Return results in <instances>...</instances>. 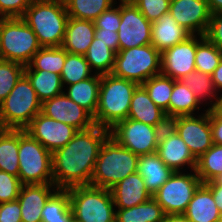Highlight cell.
Returning a JSON list of instances; mask_svg holds the SVG:
<instances>
[{
    "label": "cell",
    "instance_id": "7bdbcfd3",
    "mask_svg": "<svg viewBox=\"0 0 222 222\" xmlns=\"http://www.w3.org/2000/svg\"><path fill=\"white\" fill-rule=\"evenodd\" d=\"M118 5L119 6L117 7L113 5L93 21L96 29L113 30L118 32L121 23L120 4Z\"/></svg>",
    "mask_w": 222,
    "mask_h": 222
},
{
    "label": "cell",
    "instance_id": "d6a6232c",
    "mask_svg": "<svg viewBox=\"0 0 222 222\" xmlns=\"http://www.w3.org/2000/svg\"><path fill=\"white\" fill-rule=\"evenodd\" d=\"M67 51L61 47H41L24 70H46L61 75Z\"/></svg>",
    "mask_w": 222,
    "mask_h": 222
},
{
    "label": "cell",
    "instance_id": "8fae6325",
    "mask_svg": "<svg viewBox=\"0 0 222 222\" xmlns=\"http://www.w3.org/2000/svg\"><path fill=\"white\" fill-rule=\"evenodd\" d=\"M162 129L127 118L109 129V136L140 156L156 153Z\"/></svg>",
    "mask_w": 222,
    "mask_h": 222
},
{
    "label": "cell",
    "instance_id": "7c38bea8",
    "mask_svg": "<svg viewBox=\"0 0 222 222\" xmlns=\"http://www.w3.org/2000/svg\"><path fill=\"white\" fill-rule=\"evenodd\" d=\"M204 111L198 116H179L169 122L196 159L213 146L210 109Z\"/></svg>",
    "mask_w": 222,
    "mask_h": 222
},
{
    "label": "cell",
    "instance_id": "cb8c5ba5",
    "mask_svg": "<svg viewBox=\"0 0 222 222\" xmlns=\"http://www.w3.org/2000/svg\"><path fill=\"white\" fill-rule=\"evenodd\" d=\"M137 172L142 176L148 192L153 196L174 173L157 153L140 155Z\"/></svg>",
    "mask_w": 222,
    "mask_h": 222
},
{
    "label": "cell",
    "instance_id": "ffe728a7",
    "mask_svg": "<svg viewBox=\"0 0 222 222\" xmlns=\"http://www.w3.org/2000/svg\"><path fill=\"white\" fill-rule=\"evenodd\" d=\"M110 192L116 209L131 208L153 197L138 172L130 174L118 182L110 189Z\"/></svg>",
    "mask_w": 222,
    "mask_h": 222
},
{
    "label": "cell",
    "instance_id": "52a82bcc",
    "mask_svg": "<svg viewBox=\"0 0 222 222\" xmlns=\"http://www.w3.org/2000/svg\"><path fill=\"white\" fill-rule=\"evenodd\" d=\"M36 34L21 17L0 18V59L28 66L41 48Z\"/></svg>",
    "mask_w": 222,
    "mask_h": 222
},
{
    "label": "cell",
    "instance_id": "f907efd6",
    "mask_svg": "<svg viewBox=\"0 0 222 222\" xmlns=\"http://www.w3.org/2000/svg\"><path fill=\"white\" fill-rule=\"evenodd\" d=\"M211 77L217 92H222V59L217 68L213 71Z\"/></svg>",
    "mask_w": 222,
    "mask_h": 222
},
{
    "label": "cell",
    "instance_id": "5b68a950",
    "mask_svg": "<svg viewBox=\"0 0 222 222\" xmlns=\"http://www.w3.org/2000/svg\"><path fill=\"white\" fill-rule=\"evenodd\" d=\"M66 190L75 221L115 222L116 209L110 189L83 185Z\"/></svg>",
    "mask_w": 222,
    "mask_h": 222
},
{
    "label": "cell",
    "instance_id": "4316f807",
    "mask_svg": "<svg viewBox=\"0 0 222 222\" xmlns=\"http://www.w3.org/2000/svg\"><path fill=\"white\" fill-rule=\"evenodd\" d=\"M41 102L63 94L61 75L46 70H24Z\"/></svg>",
    "mask_w": 222,
    "mask_h": 222
},
{
    "label": "cell",
    "instance_id": "30bf717a",
    "mask_svg": "<svg viewBox=\"0 0 222 222\" xmlns=\"http://www.w3.org/2000/svg\"><path fill=\"white\" fill-rule=\"evenodd\" d=\"M201 184L195 170L187 174L177 171L159 188L153 198L161 205L166 215L183 214Z\"/></svg>",
    "mask_w": 222,
    "mask_h": 222
},
{
    "label": "cell",
    "instance_id": "44dd1931",
    "mask_svg": "<svg viewBox=\"0 0 222 222\" xmlns=\"http://www.w3.org/2000/svg\"><path fill=\"white\" fill-rule=\"evenodd\" d=\"M127 118L158 128H165L170 122L166 112L150 99L142 85H139L133 93Z\"/></svg>",
    "mask_w": 222,
    "mask_h": 222
},
{
    "label": "cell",
    "instance_id": "d4e9b609",
    "mask_svg": "<svg viewBox=\"0 0 222 222\" xmlns=\"http://www.w3.org/2000/svg\"><path fill=\"white\" fill-rule=\"evenodd\" d=\"M220 214L211 191L204 184L195 191L183 213L190 222H218Z\"/></svg>",
    "mask_w": 222,
    "mask_h": 222
},
{
    "label": "cell",
    "instance_id": "8992f818",
    "mask_svg": "<svg viewBox=\"0 0 222 222\" xmlns=\"http://www.w3.org/2000/svg\"><path fill=\"white\" fill-rule=\"evenodd\" d=\"M42 102L25 74L0 103V122L4 129H25L41 112Z\"/></svg>",
    "mask_w": 222,
    "mask_h": 222
},
{
    "label": "cell",
    "instance_id": "d590c367",
    "mask_svg": "<svg viewBox=\"0 0 222 222\" xmlns=\"http://www.w3.org/2000/svg\"><path fill=\"white\" fill-rule=\"evenodd\" d=\"M202 184L222 175V145L213 146L197 158L195 169Z\"/></svg>",
    "mask_w": 222,
    "mask_h": 222
},
{
    "label": "cell",
    "instance_id": "2e32d148",
    "mask_svg": "<svg viewBox=\"0 0 222 222\" xmlns=\"http://www.w3.org/2000/svg\"><path fill=\"white\" fill-rule=\"evenodd\" d=\"M41 113L71 125L78 131L87 130L95 125L93 116L72 101L65 93L42 102Z\"/></svg>",
    "mask_w": 222,
    "mask_h": 222
},
{
    "label": "cell",
    "instance_id": "4dcf8cb0",
    "mask_svg": "<svg viewBox=\"0 0 222 222\" xmlns=\"http://www.w3.org/2000/svg\"><path fill=\"white\" fill-rule=\"evenodd\" d=\"M182 81L194 93L195 97L201 102V104L204 101L209 100L211 103L208 102L210 104L208 109H215L217 107L219 95L217 94V90L215 89L210 74L195 70L188 73Z\"/></svg>",
    "mask_w": 222,
    "mask_h": 222
},
{
    "label": "cell",
    "instance_id": "7402d4cb",
    "mask_svg": "<svg viewBox=\"0 0 222 222\" xmlns=\"http://www.w3.org/2000/svg\"><path fill=\"white\" fill-rule=\"evenodd\" d=\"M192 34L166 13L152 22L151 45L162 52L167 48L185 41Z\"/></svg>",
    "mask_w": 222,
    "mask_h": 222
},
{
    "label": "cell",
    "instance_id": "60d3db41",
    "mask_svg": "<svg viewBox=\"0 0 222 222\" xmlns=\"http://www.w3.org/2000/svg\"><path fill=\"white\" fill-rule=\"evenodd\" d=\"M150 22L169 12L171 0H131Z\"/></svg>",
    "mask_w": 222,
    "mask_h": 222
},
{
    "label": "cell",
    "instance_id": "d6986e66",
    "mask_svg": "<svg viewBox=\"0 0 222 222\" xmlns=\"http://www.w3.org/2000/svg\"><path fill=\"white\" fill-rule=\"evenodd\" d=\"M58 190L54 184H24L17 200L22 222H42V210L47 200Z\"/></svg>",
    "mask_w": 222,
    "mask_h": 222
},
{
    "label": "cell",
    "instance_id": "bcb514c9",
    "mask_svg": "<svg viewBox=\"0 0 222 222\" xmlns=\"http://www.w3.org/2000/svg\"><path fill=\"white\" fill-rule=\"evenodd\" d=\"M0 222H22L18 200L0 203Z\"/></svg>",
    "mask_w": 222,
    "mask_h": 222
},
{
    "label": "cell",
    "instance_id": "277c9868",
    "mask_svg": "<svg viewBox=\"0 0 222 222\" xmlns=\"http://www.w3.org/2000/svg\"><path fill=\"white\" fill-rule=\"evenodd\" d=\"M139 156L108 136L95 163L91 186L111 189L128 175L137 172Z\"/></svg>",
    "mask_w": 222,
    "mask_h": 222
},
{
    "label": "cell",
    "instance_id": "6da1fadb",
    "mask_svg": "<svg viewBox=\"0 0 222 222\" xmlns=\"http://www.w3.org/2000/svg\"><path fill=\"white\" fill-rule=\"evenodd\" d=\"M109 136V129L94 125L78 131L62 148L52 153L54 185L66 190L90 185L99 150Z\"/></svg>",
    "mask_w": 222,
    "mask_h": 222
},
{
    "label": "cell",
    "instance_id": "74e56055",
    "mask_svg": "<svg viewBox=\"0 0 222 222\" xmlns=\"http://www.w3.org/2000/svg\"><path fill=\"white\" fill-rule=\"evenodd\" d=\"M84 55L68 53L61 71V81L64 85H72L93 75Z\"/></svg>",
    "mask_w": 222,
    "mask_h": 222
},
{
    "label": "cell",
    "instance_id": "f546056e",
    "mask_svg": "<svg viewBox=\"0 0 222 222\" xmlns=\"http://www.w3.org/2000/svg\"><path fill=\"white\" fill-rule=\"evenodd\" d=\"M19 129H3L0 133V170L19 175Z\"/></svg>",
    "mask_w": 222,
    "mask_h": 222
},
{
    "label": "cell",
    "instance_id": "11a10c76",
    "mask_svg": "<svg viewBox=\"0 0 222 222\" xmlns=\"http://www.w3.org/2000/svg\"><path fill=\"white\" fill-rule=\"evenodd\" d=\"M216 181H217L219 184L222 185V175L219 176V177L216 179Z\"/></svg>",
    "mask_w": 222,
    "mask_h": 222
},
{
    "label": "cell",
    "instance_id": "db71d44e",
    "mask_svg": "<svg viewBox=\"0 0 222 222\" xmlns=\"http://www.w3.org/2000/svg\"><path fill=\"white\" fill-rule=\"evenodd\" d=\"M216 109L222 112V94L219 96L218 105Z\"/></svg>",
    "mask_w": 222,
    "mask_h": 222
},
{
    "label": "cell",
    "instance_id": "9f6ffc18",
    "mask_svg": "<svg viewBox=\"0 0 222 222\" xmlns=\"http://www.w3.org/2000/svg\"><path fill=\"white\" fill-rule=\"evenodd\" d=\"M218 222H222V213L220 214V217L218 219Z\"/></svg>",
    "mask_w": 222,
    "mask_h": 222
},
{
    "label": "cell",
    "instance_id": "7dc6e473",
    "mask_svg": "<svg viewBox=\"0 0 222 222\" xmlns=\"http://www.w3.org/2000/svg\"><path fill=\"white\" fill-rule=\"evenodd\" d=\"M210 124L212 128L213 144L222 145V112L210 109Z\"/></svg>",
    "mask_w": 222,
    "mask_h": 222
},
{
    "label": "cell",
    "instance_id": "603a6c76",
    "mask_svg": "<svg viewBox=\"0 0 222 222\" xmlns=\"http://www.w3.org/2000/svg\"><path fill=\"white\" fill-rule=\"evenodd\" d=\"M93 21L69 17L62 47L72 54L84 55L95 36Z\"/></svg>",
    "mask_w": 222,
    "mask_h": 222
},
{
    "label": "cell",
    "instance_id": "816d5d0a",
    "mask_svg": "<svg viewBox=\"0 0 222 222\" xmlns=\"http://www.w3.org/2000/svg\"><path fill=\"white\" fill-rule=\"evenodd\" d=\"M211 14L222 13V0H207Z\"/></svg>",
    "mask_w": 222,
    "mask_h": 222
},
{
    "label": "cell",
    "instance_id": "1f68e13d",
    "mask_svg": "<svg viewBox=\"0 0 222 222\" xmlns=\"http://www.w3.org/2000/svg\"><path fill=\"white\" fill-rule=\"evenodd\" d=\"M91 71L98 75L112 73L116 53L99 39H93L87 52L84 54Z\"/></svg>",
    "mask_w": 222,
    "mask_h": 222
},
{
    "label": "cell",
    "instance_id": "484cf974",
    "mask_svg": "<svg viewBox=\"0 0 222 222\" xmlns=\"http://www.w3.org/2000/svg\"><path fill=\"white\" fill-rule=\"evenodd\" d=\"M100 82L101 75L94 74L85 80L67 86V93H64L94 117L98 106Z\"/></svg>",
    "mask_w": 222,
    "mask_h": 222
},
{
    "label": "cell",
    "instance_id": "836d02e7",
    "mask_svg": "<svg viewBox=\"0 0 222 222\" xmlns=\"http://www.w3.org/2000/svg\"><path fill=\"white\" fill-rule=\"evenodd\" d=\"M118 3L116 0H64L69 17L94 21L100 14Z\"/></svg>",
    "mask_w": 222,
    "mask_h": 222
},
{
    "label": "cell",
    "instance_id": "f6af8a7d",
    "mask_svg": "<svg viewBox=\"0 0 222 222\" xmlns=\"http://www.w3.org/2000/svg\"><path fill=\"white\" fill-rule=\"evenodd\" d=\"M204 36L222 51V13L211 14Z\"/></svg>",
    "mask_w": 222,
    "mask_h": 222
},
{
    "label": "cell",
    "instance_id": "ba28073f",
    "mask_svg": "<svg viewBox=\"0 0 222 222\" xmlns=\"http://www.w3.org/2000/svg\"><path fill=\"white\" fill-rule=\"evenodd\" d=\"M19 180L24 184H54L52 153L25 129H19Z\"/></svg>",
    "mask_w": 222,
    "mask_h": 222
},
{
    "label": "cell",
    "instance_id": "9c48e42d",
    "mask_svg": "<svg viewBox=\"0 0 222 222\" xmlns=\"http://www.w3.org/2000/svg\"><path fill=\"white\" fill-rule=\"evenodd\" d=\"M112 74L142 85L151 77L161 74V52L151 44L119 50Z\"/></svg>",
    "mask_w": 222,
    "mask_h": 222
},
{
    "label": "cell",
    "instance_id": "7a4b0ae2",
    "mask_svg": "<svg viewBox=\"0 0 222 222\" xmlns=\"http://www.w3.org/2000/svg\"><path fill=\"white\" fill-rule=\"evenodd\" d=\"M42 47H61L69 19L61 0H33L21 17Z\"/></svg>",
    "mask_w": 222,
    "mask_h": 222
},
{
    "label": "cell",
    "instance_id": "e0dca14e",
    "mask_svg": "<svg viewBox=\"0 0 222 222\" xmlns=\"http://www.w3.org/2000/svg\"><path fill=\"white\" fill-rule=\"evenodd\" d=\"M156 153L164 164L174 172L182 171L186 165L190 170L196 169L197 159L170 124L160 133Z\"/></svg>",
    "mask_w": 222,
    "mask_h": 222
},
{
    "label": "cell",
    "instance_id": "6f0895ef",
    "mask_svg": "<svg viewBox=\"0 0 222 222\" xmlns=\"http://www.w3.org/2000/svg\"><path fill=\"white\" fill-rule=\"evenodd\" d=\"M3 127H2V125H1V122H0V133L3 131Z\"/></svg>",
    "mask_w": 222,
    "mask_h": 222
},
{
    "label": "cell",
    "instance_id": "3957f363",
    "mask_svg": "<svg viewBox=\"0 0 222 222\" xmlns=\"http://www.w3.org/2000/svg\"><path fill=\"white\" fill-rule=\"evenodd\" d=\"M136 82L116 77L112 73L101 75L98 106L93 117L95 125L111 129L129 114L130 102Z\"/></svg>",
    "mask_w": 222,
    "mask_h": 222
},
{
    "label": "cell",
    "instance_id": "4fadbf2b",
    "mask_svg": "<svg viewBox=\"0 0 222 222\" xmlns=\"http://www.w3.org/2000/svg\"><path fill=\"white\" fill-rule=\"evenodd\" d=\"M121 23L118 29L119 50L151 44L152 22L132 1H120Z\"/></svg>",
    "mask_w": 222,
    "mask_h": 222
},
{
    "label": "cell",
    "instance_id": "8d00e7d4",
    "mask_svg": "<svg viewBox=\"0 0 222 222\" xmlns=\"http://www.w3.org/2000/svg\"><path fill=\"white\" fill-rule=\"evenodd\" d=\"M175 80L171 77L159 74L146 80L142 86L148 92L150 99L163 111L169 118V102L174 87Z\"/></svg>",
    "mask_w": 222,
    "mask_h": 222
},
{
    "label": "cell",
    "instance_id": "83f0119b",
    "mask_svg": "<svg viewBox=\"0 0 222 222\" xmlns=\"http://www.w3.org/2000/svg\"><path fill=\"white\" fill-rule=\"evenodd\" d=\"M201 102L182 80H175L169 102V120L179 116L195 115ZM194 112V113H193Z\"/></svg>",
    "mask_w": 222,
    "mask_h": 222
},
{
    "label": "cell",
    "instance_id": "9a60e30c",
    "mask_svg": "<svg viewBox=\"0 0 222 222\" xmlns=\"http://www.w3.org/2000/svg\"><path fill=\"white\" fill-rule=\"evenodd\" d=\"M25 131L51 153L64 147L78 132L71 125L49 118L41 112L32 119Z\"/></svg>",
    "mask_w": 222,
    "mask_h": 222
},
{
    "label": "cell",
    "instance_id": "f5cc1de1",
    "mask_svg": "<svg viewBox=\"0 0 222 222\" xmlns=\"http://www.w3.org/2000/svg\"><path fill=\"white\" fill-rule=\"evenodd\" d=\"M163 222H190L183 214L165 215Z\"/></svg>",
    "mask_w": 222,
    "mask_h": 222
},
{
    "label": "cell",
    "instance_id": "ee69618b",
    "mask_svg": "<svg viewBox=\"0 0 222 222\" xmlns=\"http://www.w3.org/2000/svg\"><path fill=\"white\" fill-rule=\"evenodd\" d=\"M33 0H0V18L22 17Z\"/></svg>",
    "mask_w": 222,
    "mask_h": 222
},
{
    "label": "cell",
    "instance_id": "ac0fdd59",
    "mask_svg": "<svg viewBox=\"0 0 222 222\" xmlns=\"http://www.w3.org/2000/svg\"><path fill=\"white\" fill-rule=\"evenodd\" d=\"M169 13L192 35H205L211 19L207 0H171Z\"/></svg>",
    "mask_w": 222,
    "mask_h": 222
},
{
    "label": "cell",
    "instance_id": "f1b7e54d",
    "mask_svg": "<svg viewBox=\"0 0 222 222\" xmlns=\"http://www.w3.org/2000/svg\"><path fill=\"white\" fill-rule=\"evenodd\" d=\"M165 212L151 197L148 201L126 209H116L115 222H163Z\"/></svg>",
    "mask_w": 222,
    "mask_h": 222
},
{
    "label": "cell",
    "instance_id": "681fc988",
    "mask_svg": "<svg viewBox=\"0 0 222 222\" xmlns=\"http://www.w3.org/2000/svg\"><path fill=\"white\" fill-rule=\"evenodd\" d=\"M212 193L219 212L222 213V185L216 180L209 181L204 184Z\"/></svg>",
    "mask_w": 222,
    "mask_h": 222
},
{
    "label": "cell",
    "instance_id": "b9f144b4",
    "mask_svg": "<svg viewBox=\"0 0 222 222\" xmlns=\"http://www.w3.org/2000/svg\"><path fill=\"white\" fill-rule=\"evenodd\" d=\"M22 185L19 177L0 170V203L17 200Z\"/></svg>",
    "mask_w": 222,
    "mask_h": 222
},
{
    "label": "cell",
    "instance_id": "c3c4849f",
    "mask_svg": "<svg viewBox=\"0 0 222 222\" xmlns=\"http://www.w3.org/2000/svg\"><path fill=\"white\" fill-rule=\"evenodd\" d=\"M94 37L106 44L115 53L119 51L118 32L113 30L96 29Z\"/></svg>",
    "mask_w": 222,
    "mask_h": 222
},
{
    "label": "cell",
    "instance_id": "5bb4252c",
    "mask_svg": "<svg viewBox=\"0 0 222 222\" xmlns=\"http://www.w3.org/2000/svg\"><path fill=\"white\" fill-rule=\"evenodd\" d=\"M204 37V35H191L185 41L162 51L161 74L174 80H182L188 73L195 71L197 44Z\"/></svg>",
    "mask_w": 222,
    "mask_h": 222
},
{
    "label": "cell",
    "instance_id": "e575fe53",
    "mask_svg": "<svg viewBox=\"0 0 222 222\" xmlns=\"http://www.w3.org/2000/svg\"><path fill=\"white\" fill-rule=\"evenodd\" d=\"M72 219L68 191L58 189L43 207L42 222H70Z\"/></svg>",
    "mask_w": 222,
    "mask_h": 222
},
{
    "label": "cell",
    "instance_id": "f35d334b",
    "mask_svg": "<svg viewBox=\"0 0 222 222\" xmlns=\"http://www.w3.org/2000/svg\"><path fill=\"white\" fill-rule=\"evenodd\" d=\"M222 59V51L204 37L198 44L195 55L196 71L212 75Z\"/></svg>",
    "mask_w": 222,
    "mask_h": 222
},
{
    "label": "cell",
    "instance_id": "ab89813d",
    "mask_svg": "<svg viewBox=\"0 0 222 222\" xmlns=\"http://www.w3.org/2000/svg\"><path fill=\"white\" fill-rule=\"evenodd\" d=\"M25 66L0 59V103L7 97L24 74Z\"/></svg>",
    "mask_w": 222,
    "mask_h": 222
}]
</instances>
